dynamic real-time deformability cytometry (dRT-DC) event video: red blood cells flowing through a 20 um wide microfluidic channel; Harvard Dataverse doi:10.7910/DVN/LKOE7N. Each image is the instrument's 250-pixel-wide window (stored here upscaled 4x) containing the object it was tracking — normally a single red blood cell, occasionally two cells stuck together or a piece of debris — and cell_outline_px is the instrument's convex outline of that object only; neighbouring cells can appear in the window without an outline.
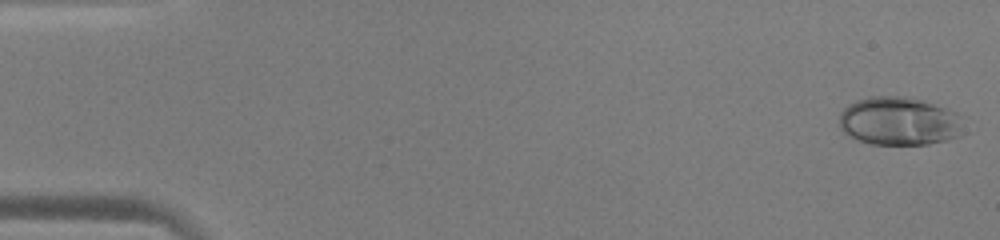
{"species": "human", "species_latin": "Homo sapiens", "temperature_condition": "warm", "stored_images_in_passage": 52, "camera_frame_rate_fps": 3000, "um_per_image_px": 0.085, "donor": {"sex": "male"}, "frame": {"image": 1, "passage_image": 1, "time_ms": 0.0, "image_size_px": [1000, 240], "cell_outline_px": [[960, 136], [948, 140], [928, 144], [872, 144], [856, 140], [848, 136], [840, 128], [840, 112], [848, 104], [856, 100], [868, 96], [900, 96], [920, 100], [956, 112], [960, 116]], "centroid_in_image_um": [76.37, 10.31], "position_along_channel_um": 8.6, "area_um2": 34.91}}
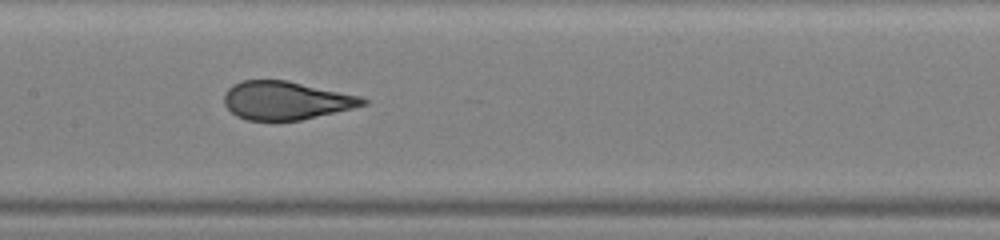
{"frame": {"image": 2, "passage_image": 26, "time_ms": 8.333, "image_size_px": [1000, 240], "cell_outline_px": [[368, 104], [352, 108], [300, 120], [248, 120], [236, 116], [224, 104], [224, 92], [232, 84], [240, 80], [288, 80], [360, 96], [368, 100]], "centroid_in_image_um": [24.28, 8.52], "position_along_channel_um": 183.1, "area_um2": 30.92}}
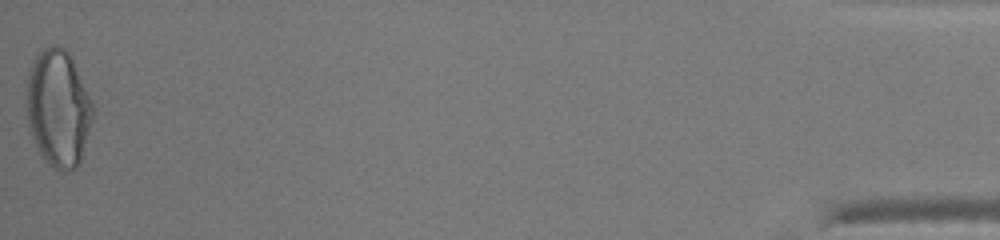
{"frame": {"image": 3, "passage_image": 52, "time_ms": 17.0, "image_size_px": [1000, 240], "cell_outline_px": [[96, 112], [80, 164], [76, 168], [64, 172], [48, 164], [40, 156], [28, 128], [24, 92], [28, 68], [32, 60], [44, 48], [52, 44], [56, 44], [64, 48], [72, 56], [96, 108]], "centroid_in_image_um": [4.95, 9.19], "position_along_channel_um": 430.3, "area_um2": 46.99}, "authors_computed_cell_mechanics": {"area_um2": 33.0038, "velocity_mm_per_s": 3.9792, "shape_relaxation_time_tau1_ms": 6.4013, "shape_relaxation_time_tau2_ms": null, "deformation_change_tau1": 0.2593, "deformation_change_tau2": null}}